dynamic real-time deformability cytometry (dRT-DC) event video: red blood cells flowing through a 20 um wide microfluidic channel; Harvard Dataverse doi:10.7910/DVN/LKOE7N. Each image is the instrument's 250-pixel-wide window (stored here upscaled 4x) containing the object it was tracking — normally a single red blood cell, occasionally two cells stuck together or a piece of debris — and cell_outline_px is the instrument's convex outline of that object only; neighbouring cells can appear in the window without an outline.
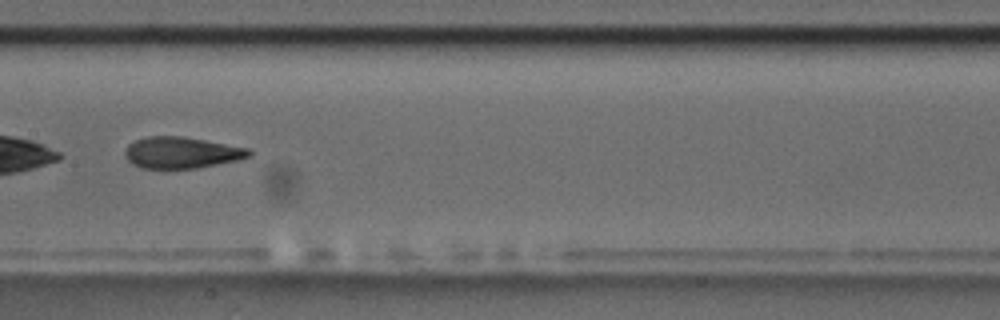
{"species": "common noctule bat (a hibernating species)", "species_latin": "Nyctalus noctula", "temperature_condition": "room temperature", "stored_images_in_passage": 36, "camera_frame_rate_fps": 3000, "um_per_image_px": 0.085, "animal": {"sex": "male", "body_mass_g": 17.5, "forearm_length_mm": 52.3}, "frame": {"image": 1, "passage_image": 11, "time_ms": 3.333, "image_size_px": [1000, 320], "cell_outline_px": [[252, 156], [236, 160], [196, 168], [144, 168], [132, 164], [124, 156], [124, 148], [128, 144], [136, 140], [148, 136], [184, 136], [248, 148], [252, 152]], "centroid_in_image_um": [15.4, 12.96], "position_along_channel_um": 192.0, "area_um2": 22.66}}